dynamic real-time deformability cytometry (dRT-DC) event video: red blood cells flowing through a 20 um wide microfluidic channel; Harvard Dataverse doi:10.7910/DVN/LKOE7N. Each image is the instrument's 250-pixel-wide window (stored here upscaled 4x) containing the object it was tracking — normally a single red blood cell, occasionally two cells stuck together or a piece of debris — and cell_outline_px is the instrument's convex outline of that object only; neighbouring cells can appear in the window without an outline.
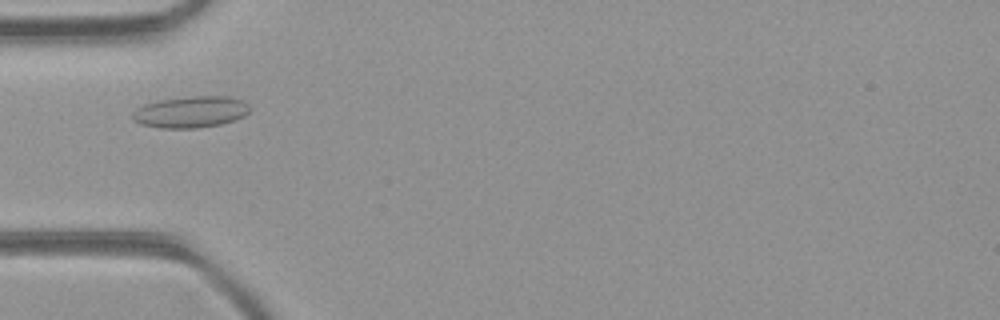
{"species": "common noctule bat (a hibernating species)", "species_latin": "Nyctalus noctula", "temperature_condition": "room temperature", "stored_images_in_passage": 33, "camera_frame_rate_fps": 3000, "um_per_image_px": 0.085, "animal": {"sex": "female", "body_mass_g": 21.9}, "frame": {"image": 1, "passage_image": 1, "time_ms": 0.0, "image_size_px": [1000, 320], "cell_outline_px": [[252, 108], [244, 116], [236, 120], [220, 124], [196, 128], [160, 128], [140, 124], [132, 120], [132, 112], [136, 108], [144, 104], [160, 100], [192, 96], [228, 96], [244, 100]], "centroid_in_image_um": [16.22, 9.51], "position_along_channel_um": 68.8, "area_um2": 21.73}}
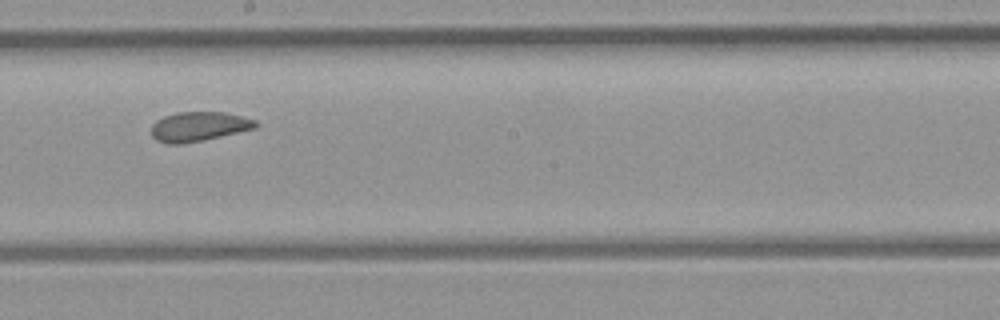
{"frame": {"image": 2, "passage_image": 12, "time_ms": 3.667, "image_size_px": [1000, 320], "cell_outline_px": [[260, 124], [256, 128], [204, 140], [180, 144], [168, 144], [156, 140], [152, 136], [152, 124], [156, 120], [164, 116], [176, 112], [224, 112], [256, 120]], "centroid_in_image_um": [16.9, 10.75], "position_along_channel_um": 231.3, "area_um2": 17.98}}
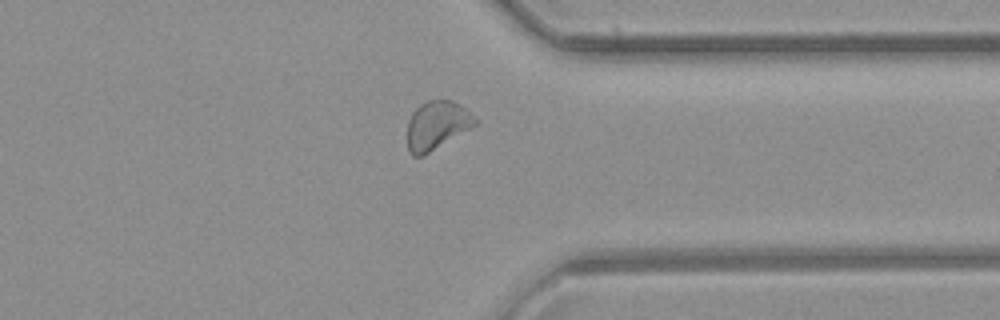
{"frame": {"image": 3, "passage_image": 22, "time_ms": 7.0, "image_size_px": [1000, 320], "cell_outline_px": [[476, 124], [428, 152], [420, 156], [412, 156], [408, 152], [408, 120], [412, 112], [420, 104], [428, 100], [452, 100], [464, 108], [476, 120]], "centroid_in_image_um": [37.07, 10.63], "position_along_channel_um": 374.3, "area_um2": 18.5}, "authors_computed_cell_mechanics": {"area_um2": 18.5538, "velocity_mm_per_s": 4.4217, "shape_relaxation_time_tau1_ms": 9.2618, "shape_relaxation_time_tau2_ms": 2.0951, "deformation_change_tau1": 0.1168, "deformation_change_tau2": 0.07}}